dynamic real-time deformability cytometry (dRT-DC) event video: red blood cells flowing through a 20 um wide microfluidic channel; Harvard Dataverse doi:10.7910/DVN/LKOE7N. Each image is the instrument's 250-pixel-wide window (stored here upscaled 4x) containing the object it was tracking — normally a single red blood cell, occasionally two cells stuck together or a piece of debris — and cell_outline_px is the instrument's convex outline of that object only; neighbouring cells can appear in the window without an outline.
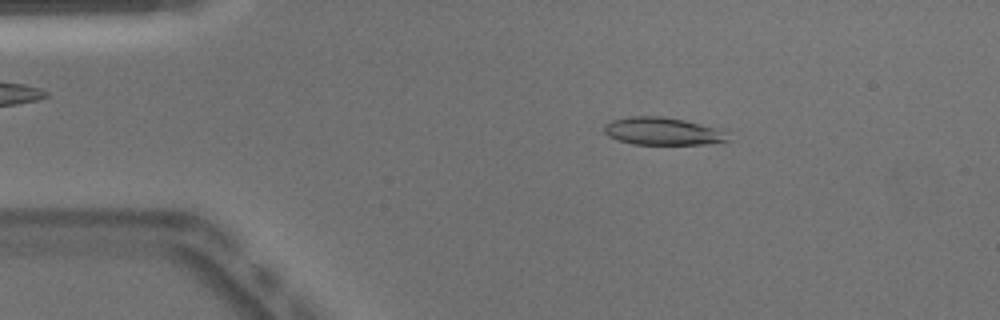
{"species": "Egyptian fruit bat (a non-hibernating species)", "species_latin": "Rousettus aegyptiacus", "temperature_condition": "warm", "stored_images_in_passage": 49, "camera_frame_rate_fps": 3000, "um_per_image_px": 0.085, "animal": {"sex": "male"}, "frame": {"image": 1, "passage_image": 8, "time_ms": 2.333, "image_size_px": [1000, 320], "cell_outline_px": [[732, 140], [708, 144], [632, 144], [616, 140], [608, 136], [604, 132], [604, 124], [612, 120], [628, 116], [660, 116], [684, 120], [716, 128], [724, 132]], "centroid_in_image_um": [56.28, 11.16], "position_along_channel_um": 28.7, "area_um2": 19.94}}
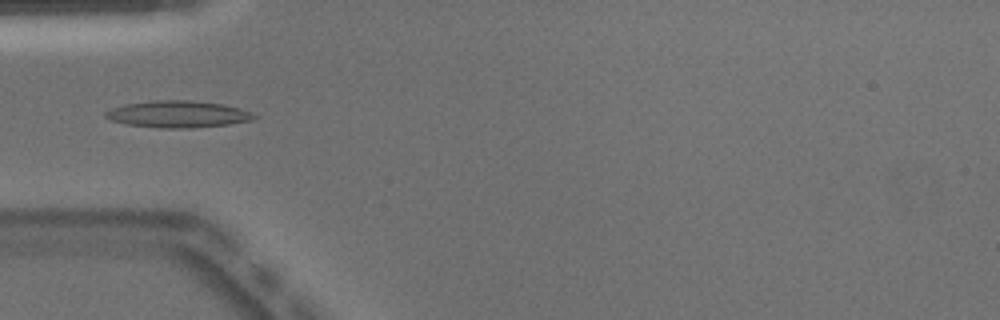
{"frame": {"image": 2, "passage_image": 15, "time_ms": 4.667, "image_size_px": [1000, 320], "cell_outline_px": [[260, 116], [252, 120], [228, 124], [192, 128], [160, 128], [128, 124], [112, 120], [104, 116], [104, 112], [112, 108], [124, 104], [152, 100], [188, 100], [224, 104], [240, 108], [252, 112]], "centroid_in_image_um": [15.16, 9.7], "position_along_channel_um": 69.8, "area_um2": 23.29}, "authors_computed_cell_mechanics": {"area_um2": 20.4612, "velocity_mm_per_s": 3.9792, "shape_relaxation_time_tau1_ms": null, "shape_relaxation_time_tau2_ms": 3.5708, "deformation_change_tau1": null, "deformation_change_tau2": 0.1439}}